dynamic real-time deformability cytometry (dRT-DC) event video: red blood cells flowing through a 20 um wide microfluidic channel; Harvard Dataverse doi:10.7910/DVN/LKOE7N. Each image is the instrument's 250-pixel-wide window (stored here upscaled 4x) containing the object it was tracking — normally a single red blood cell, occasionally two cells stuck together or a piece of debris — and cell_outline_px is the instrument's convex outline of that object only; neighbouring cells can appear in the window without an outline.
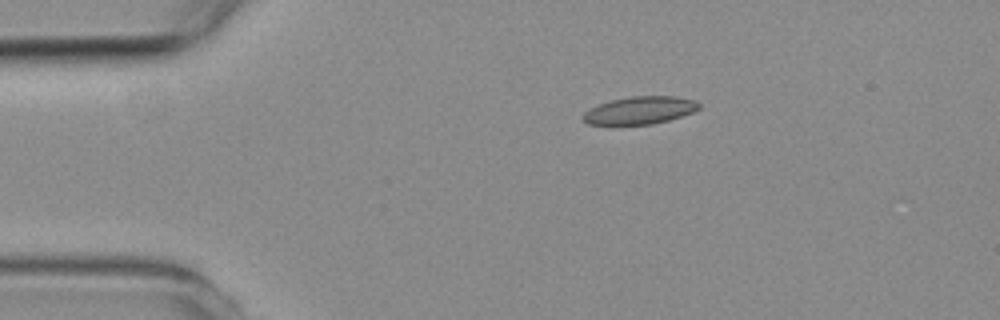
{"species": "common noctule bat (a hibernating species)", "species_latin": "Nyctalus noctula", "temperature_condition": "room temperature", "stored_images_in_passage": 3, "camera_frame_rate_fps": 3000, "um_per_image_px": 0.085, "animal": {"sex": "female", "body_mass_g": 19.3, "forearm_length_mm": 54.1}, "frame": {"image": 1, "passage_image": 1, "time_ms": 0.0, "image_size_px": [1000, 320], "cell_outline_px": [[700, 108], [692, 112], [668, 120], [652, 124], [588, 124], [580, 116], [588, 108], [612, 100], [632, 96], [672, 96], [696, 100], [700, 104]], "centroid_in_image_um": [54.37, 9.37], "position_along_channel_um": 30.6, "area_um2": 18.5}}